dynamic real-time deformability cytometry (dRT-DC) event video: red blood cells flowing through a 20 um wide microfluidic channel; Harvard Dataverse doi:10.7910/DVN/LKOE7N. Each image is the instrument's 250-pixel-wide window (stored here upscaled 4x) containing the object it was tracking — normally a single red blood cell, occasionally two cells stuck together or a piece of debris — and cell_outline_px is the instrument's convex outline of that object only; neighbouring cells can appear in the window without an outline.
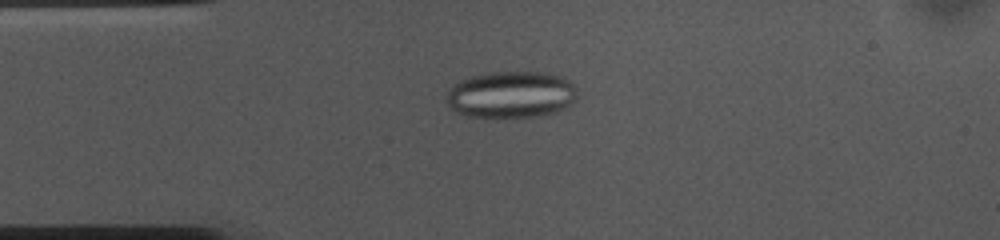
{"species": "common noctule bat (a hibernating species)", "species_latin": "Nyctalus noctula", "temperature_condition": "cold", "stored_images_in_passage": 52, "camera_frame_rate_fps": 3000, "um_per_image_px": 0.085, "animal": {"sex": "female", "body_mass_g": 10.0, "forearm_length_mm": 53.1}, "frame": {"image": 1, "passage_image": 11, "time_ms": 3.333, "image_size_px": [1000, 240], "cell_outline_px": [[576, 100], [564, 108], [556, 112], [540, 116], [468, 116], [452, 108], [448, 104], [448, 92], [460, 80], [468, 76], [492, 72], [548, 72], [564, 76], [572, 80], [576, 88]], "centroid_in_image_um": [43.53, 8.01], "position_along_channel_um": 41.5, "area_um2": 35.49}}
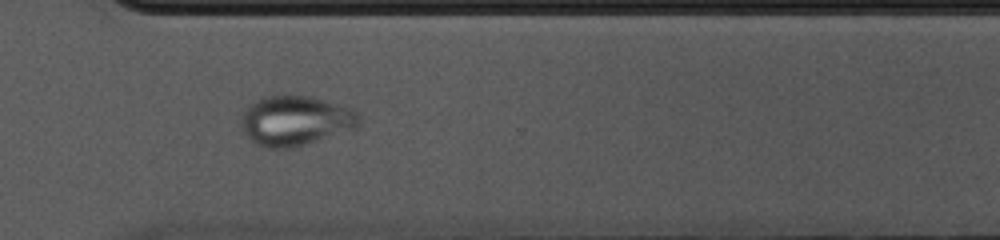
{"frame": {"image": 2, "passage_image": 37, "time_ms": 12.0, "image_size_px": [1000, 240], "cell_outline_px": [[360, 124], [356, 128], [292, 148], [268, 148], [256, 144], [244, 132], [240, 124], [244, 112], [256, 100], [264, 96], [312, 96], [352, 108], [360, 116]], "centroid_in_image_um": [25.14, 10.26], "position_along_channel_um": 345.5, "area_um2": 33.93}}
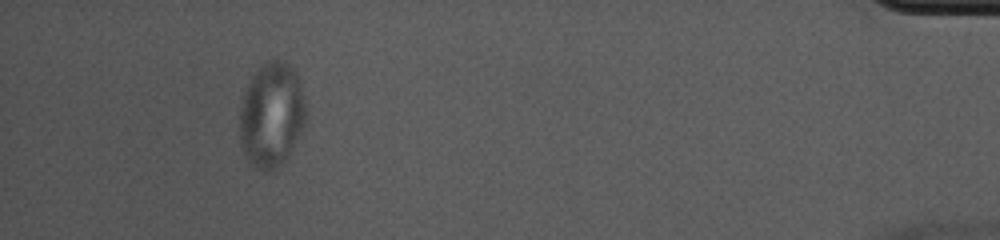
{"frame": {"image": 3, "passage_image": 48, "time_ms": 15.667, "image_size_px": [1000, 240], "cell_outline_px": [[304, 124], [288, 156], [280, 164], [272, 168], [256, 168], [244, 156], [240, 148], [240, 100], [248, 80], [252, 72], [268, 60], [284, 60], [296, 72], [304, 100]], "centroid_in_image_um": [23.02, 9.71], "position_along_channel_um": 412.2, "area_um2": 40.23}}